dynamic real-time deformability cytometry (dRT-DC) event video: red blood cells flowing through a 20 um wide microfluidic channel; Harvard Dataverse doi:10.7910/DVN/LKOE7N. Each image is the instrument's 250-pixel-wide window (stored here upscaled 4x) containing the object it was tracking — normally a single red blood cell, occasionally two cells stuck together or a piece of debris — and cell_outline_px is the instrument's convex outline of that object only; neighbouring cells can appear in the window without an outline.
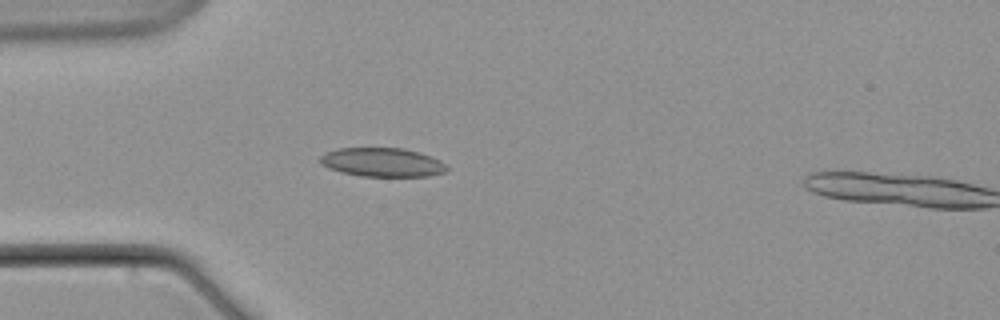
{"species": "common noctule bat (a hibernating species)", "species_latin": "Nyctalus noctula", "temperature_condition": "warm", "stored_images_in_passage": 7, "camera_frame_rate_fps": 3000, "um_per_image_px": 0.085, "animal": {"sex": "male", "body_mass_g": 21.5, "forearm_length_mm": 52.0}, "frame": {"image": 1, "passage_image": 6, "time_ms": 6.0, "image_size_px": [1000, 320], "cell_outline_px": [[448, 168], [444, 172], [428, 176], [360, 176], [340, 172], [328, 168], [320, 164], [320, 156], [324, 152], [340, 148], [404, 148], [420, 152], [432, 156], [448, 164]], "centroid_in_image_um": [32.5, 13.79], "position_along_channel_um": 52.5, "area_um2": 21.56}}